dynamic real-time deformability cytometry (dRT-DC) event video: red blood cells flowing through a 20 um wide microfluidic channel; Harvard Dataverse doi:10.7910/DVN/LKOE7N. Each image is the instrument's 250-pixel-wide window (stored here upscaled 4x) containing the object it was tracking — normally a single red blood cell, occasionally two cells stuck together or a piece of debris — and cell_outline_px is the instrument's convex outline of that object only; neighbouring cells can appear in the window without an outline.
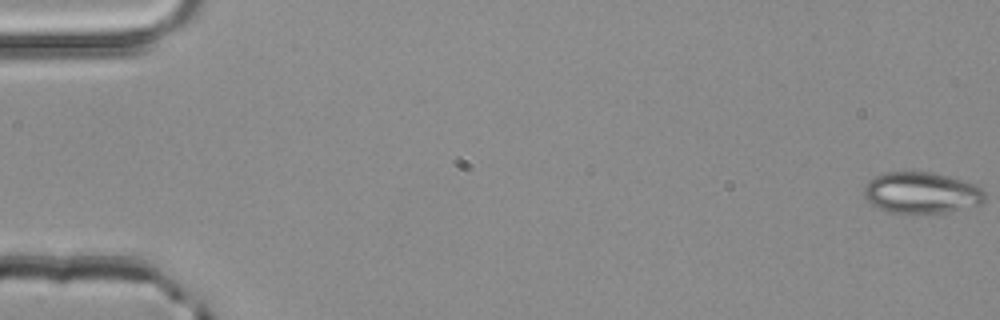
{"species": "common noctule bat (a hibernating species)", "species_latin": "Nyctalus noctula", "temperature_condition": "room temperature", "stored_images_in_passage": 52, "camera_frame_rate_fps": 3000, "um_per_image_px": 0.085, "animal": {"sex": "male", "body_mass_g": 20.4}, "frame": {"image": 1, "passage_image": 1, "time_ms": 0.0, "image_size_px": [1000, 320], "cell_outline_px": [[984, 204], [944, 212], [892, 212], [880, 208], [872, 204], [864, 196], [864, 188], [868, 180], [876, 176], [888, 172], [932, 172], [960, 180], [972, 184], [980, 188], [984, 192]], "centroid_in_image_um": [78.31, 16.37], "position_along_channel_um": 6.7, "area_um2": 28.44}}
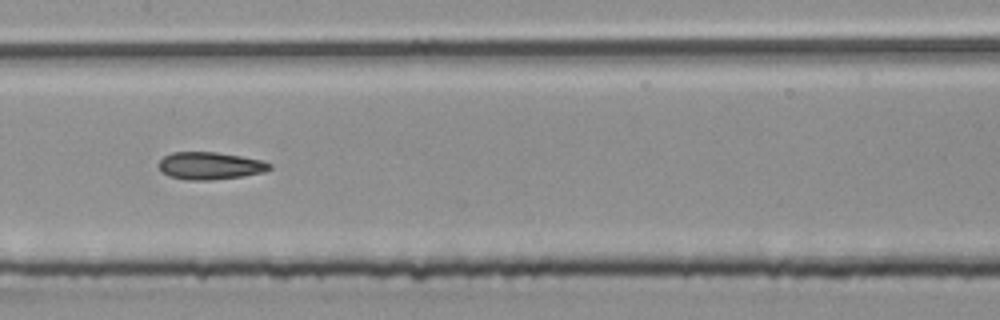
{"frame": {"image": 2, "passage_image": 27, "time_ms": 8.667, "image_size_px": [1000, 320], "cell_outline_px": [[272, 168], [264, 172], [244, 176], [212, 180], [188, 180], [168, 176], [160, 172], [156, 164], [164, 156], [172, 152], [216, 152], [240, 156], [260, 160], [272, 164]], "centroid_in_image_um": [17.81, 14.1], "position_along_channel_um": 189.6, "area_um2": 17.92}}
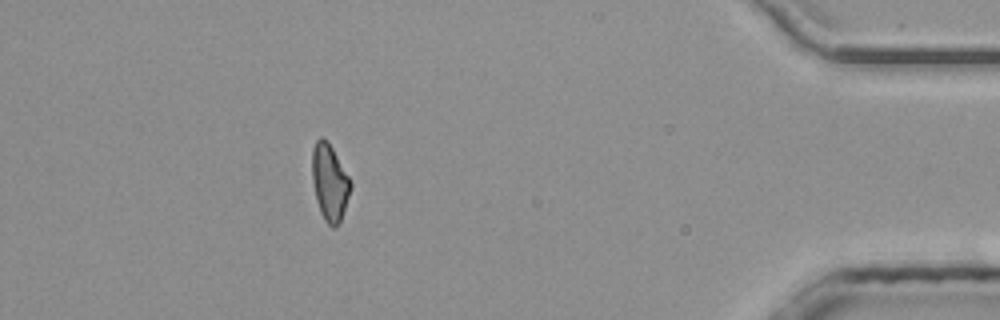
{"frame": {"image": 3, "passage_image": 47, "time_ms": 15.333, "image_size_px": [1000, 320], "cell_outline_px": [[352, 188], [340, 220], [336, 228], [332, 228], [324, 220], [320, 212], [316, 200], [312, 180], [312, 148], [316, 140], [320, 136], [328, 140], [348, 176], [352, 184]], "centroid_in_image_um": [28.0, 15.49], "position_along_channel_um": 407.2, "area_um2": 17.22}, "authors_computed_cell_mechanics": {"area_um2": 17.8024, "velocity_mm_per_s": 4.0789, "shape_relaxation_time_tau1_ms": null, "shape_relaxation_time_tau2_ms": 4.5273, "deformation_change_tau1": null, "deformation_change_tau2": 0.1275}}